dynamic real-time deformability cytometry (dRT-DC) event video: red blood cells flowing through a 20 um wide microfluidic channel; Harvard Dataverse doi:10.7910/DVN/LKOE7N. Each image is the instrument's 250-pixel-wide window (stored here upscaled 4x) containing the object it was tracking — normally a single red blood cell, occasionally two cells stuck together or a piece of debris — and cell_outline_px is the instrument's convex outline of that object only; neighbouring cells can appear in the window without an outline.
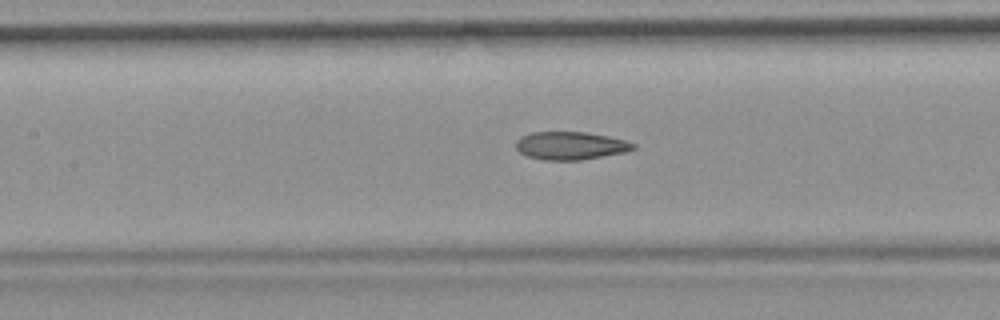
{"species": "common noctule bat (a hibernating species)", "species_latin": "Nyctalus noctula", "temperature_condition": "room temperature", "stored_images_in_passage": 54, "camera_frame_rate_fps": 3000, "um_per_image_px": 0.085, "animal": {"sex": "female", "body_mass_g": 19.9}, "frame": {"image": 1, "passage_image": 24, "time_ms": 7.667, "image_size_px": [1000, 320], "cell_outline_px": [[636, 148], [624, 152], [580, 160], [544, 160], [528, 156], [520, 152], [516, 148], [516, 140], [520, 136], [532, 132], [584, 132], [608, 136], [624, 140], [636, 144]], "centroid_in_image_um": [48.47, 12.38], "position_along_channel_um": 158.9, "area_um2": 19.02}, "authors_computed_cell_mechanics": {"area_um2": 19.9699, "velocity_mm_per_s": 3.711, "shape_relaxation_time_tau1_ms": null, "shape_relaxation_time_tau2_ms": 2.7386, "deformation_change_tau1": null, "deformation_change_tau2": 0.1033}}